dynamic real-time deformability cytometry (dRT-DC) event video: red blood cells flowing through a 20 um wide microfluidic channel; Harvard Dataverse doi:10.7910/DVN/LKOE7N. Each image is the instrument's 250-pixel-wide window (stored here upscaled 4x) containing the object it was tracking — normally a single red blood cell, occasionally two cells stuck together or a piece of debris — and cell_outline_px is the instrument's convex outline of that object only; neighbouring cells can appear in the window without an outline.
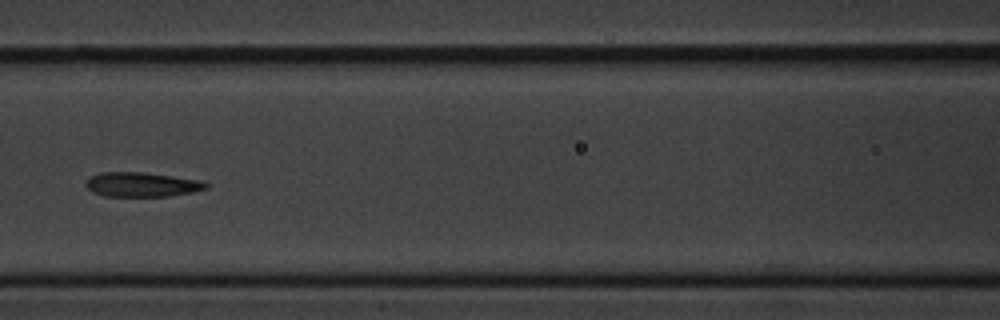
{"species": "common noctule bat (a hibernating species)", "species_latin": "Nyctalus noctula", "temperature_condition": "cold", "stored_images_in_passage": 9, "camera_frame_rate_fps": 3000, "um_per_image_px": 0.085, "animal": {"sex": "male", "body_mass_g": 20.1, "forearm_length_mm": 53.5}, "frame": {"image": 1, "passage_image": 6, "time_ms": 6.0, "image_size_px": [1000, 320], "cell_outline_px": [[208, 188], [192, 192], [168, 196], [104, 196], [92, 192], [84, 184], [84, 180], [88, 176], [100, 172], [144, 172], [200, 180], [208, 184]], "centroid_in_image_um": [11.98, 15.68], "position_along_channel_um": 154.6, "area_um2": 17.28}}
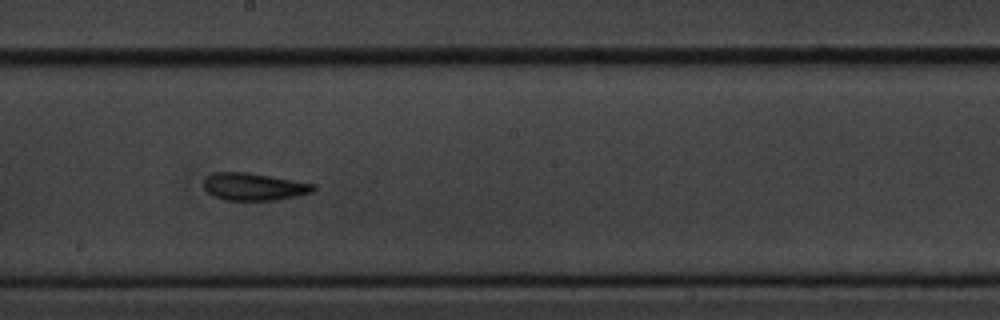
{"frame": {"image": 2, "passage_image": 8, "time_ms": 8.0, "image_size_px": [1000, 320], "cell_outline_px": [[316, 188], [312, 192], [296, 196], [276, 200], [224, 200], [208, 192], [204, 188], [204, 176], [212, 172], [244, 172], [316, 184]], "centroid_in_image_um": [21.55, 15.86], "position_along_channel_um": 226.6, "area_um2": 17.4}}
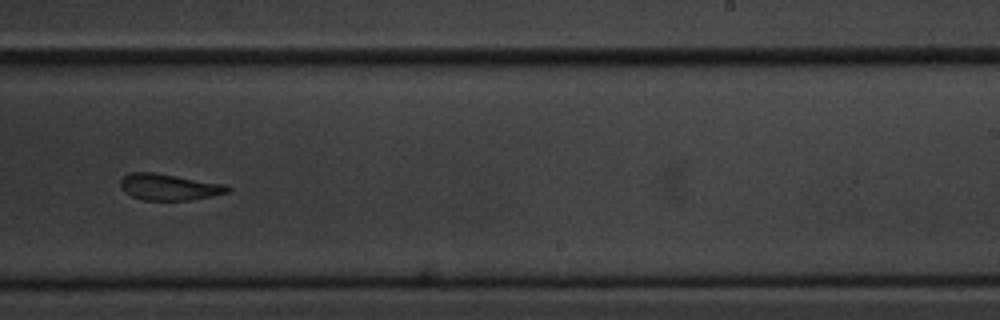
{"frame": {"image": 3, "passage_image": 9, "time_ms": 9.333, "image_size_px": [1000, 320], "cell_outline_px": [[232, 188], [228, 192], [188, 200], [144, 200], [132, 196], [124, 192], [120, 188], [120, 180], [128, 172], [152, 172], [228, 184]], "centroid_in_image_um": [14.35, 15.88], "position_along_channel_um": 274.7, "area_um2": 16.47}}